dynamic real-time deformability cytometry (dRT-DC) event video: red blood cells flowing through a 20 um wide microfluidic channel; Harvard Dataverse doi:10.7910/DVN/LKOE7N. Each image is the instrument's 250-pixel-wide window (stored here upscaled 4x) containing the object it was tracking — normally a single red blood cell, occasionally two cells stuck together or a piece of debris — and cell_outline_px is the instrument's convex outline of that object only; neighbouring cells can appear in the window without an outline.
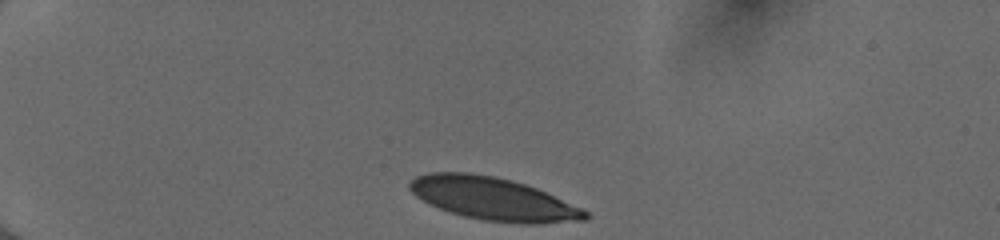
{"species": "human", "species_latin": "Homo sapiens", "temperature_condition": "cold", "stored_images_in_passage": 35, "camera_frame_rate_fps": 3000, "um_per_image_px": 0.085, "donor": {"sex": "female"}, "frame": {"image": 1, "passage_image": 1, "time_ms": 0.0, "image_size_px": [1000, 240], "cell_outline_px": [[592, 216], [588, 220], [540, 224], [520, 224], [484, 220], [464, 216], [440, 208], [416, 196], [408, 188], [408, 180], [416, 176], [428, 172], [472, 172], [512, 180], [536, 188], [580, 208], [588, 212]], "centroid_in_image_um": [41.92, 16.9], "position_along_channel_um": 43.1, "area_um2": 43.7}}
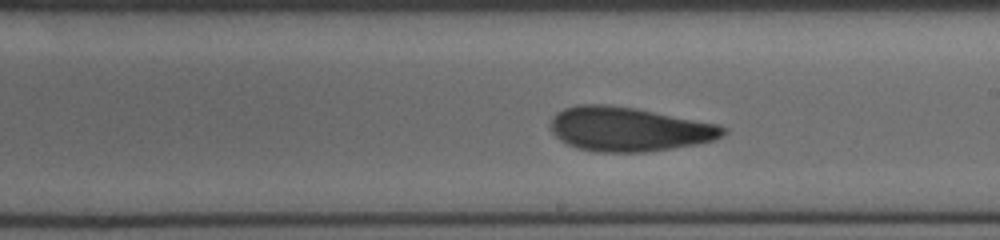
{"frame": {"image": 2, "passage_image": 20, "time_ms": 6.333, "image_size_px": [1000, 240], "cell_outline_px": [[728, 132], [724, 136], [716, 140], [696, 144], [672, 148], [644, 152], [596, 152], [576, 148], [560, 140], [552, 132], [552, 116], [556, 112], [564, 108], [576, 104], [608, 104], [636, 108], [720, 124], [728, 128]], "centroid_in_image_um": [53.49, 10.97], "position_along_channel_um": 235.5, "area_um2": 44.91}}
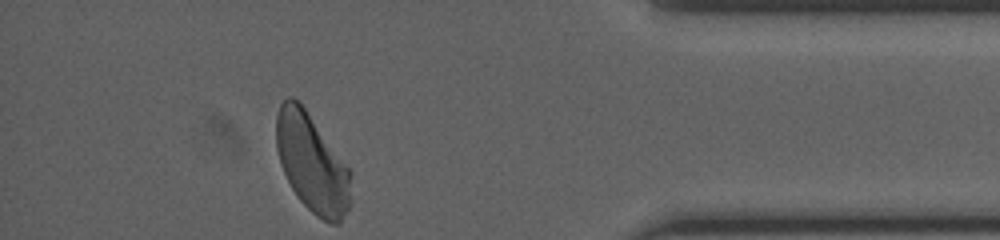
{"frame": {"image": 3, "passage_image": 35, "time_ms": 11.333, "image_size_px": [1000, 240], "cell_outline_px": [[352, 172], [348, 208], [340, 224], [332, 224], [316, 216], [300, 200], [292, 188], [280, 164], [276, 148], [276, 116], [280, 104], [288, 96], [292, 96], [304, 108]], "centroid_in_image_um": [26.5, 13.88], "position_along_channel_um": 408.7, "area_um2": 42.25}, "authors_computed_cell_mechanics": {"area_um2": 44.2748, "velocity_mm_per_s": 4.0193, "shape_relaxation_time_tau1_ms": 5.1056, "shape_relaxation_time_tau2_ms": 1.6148, "deformation_change_tau1": 0.1651, "deformation_change_tau2": 0.0879}}